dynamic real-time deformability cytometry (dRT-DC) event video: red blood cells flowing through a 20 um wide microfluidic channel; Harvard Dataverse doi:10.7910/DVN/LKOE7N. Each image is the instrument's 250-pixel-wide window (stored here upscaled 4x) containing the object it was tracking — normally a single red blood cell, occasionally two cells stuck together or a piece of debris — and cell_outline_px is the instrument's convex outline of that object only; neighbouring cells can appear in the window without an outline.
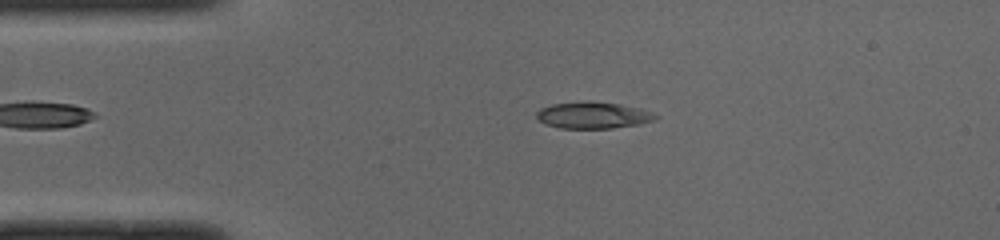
{"species": "common noctule bat (a hibernating species)", "species_latin": "Nyctalus noctula", "temperature_condition": "cold", "stored_images_in_passage": 48, "camera_frame_rate_fps": 3000, "um_per_image_px": 0.085, "animal": {"sex": "male", "body_mass_g": 19.0, "forearm_length_mm": 50.8}, "frame": {"image": 1, "passage_image": 9, "time_ms": 2.667, "image_size_px": [1000, 240], "cell_outline_px": [[660, 116], [656, 120], [640, 124], [612, 128], [560, 128], [544, 124], [536, 116], [536, 112], [540, 108], [552, 104], [588, 100], [620, 104], [640, 108], [652, 112]], "centroid_in_image_um": [50.43, 9.78], "position_along_channel_um": 34.6, "area_um2": 18.67}}
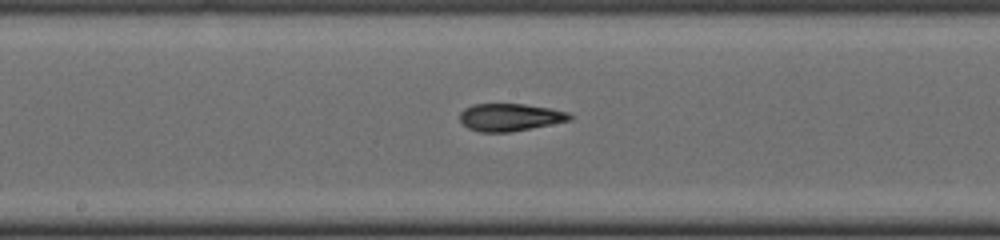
{"frame": {"image": 2, "passage_image": 24, "time_ms": 7.667, "image_size_px": [1000, 240], "cell_outline_px": [[572, 120], [508, 132], [480, 132], [468, 128], [460, 120], [460, 112], [464, 108], [472, 104], [524, 104], [552, 108], [568, 112], [572, 116]], "centroid_in_image_um": [43.34, 9.95], "position_along_channel_um": 204.9, "area_um2": 17.57}}
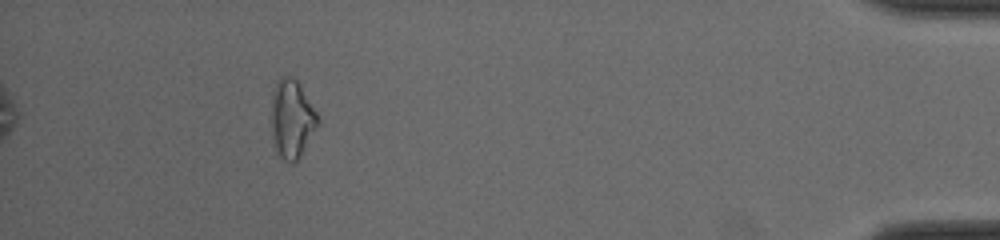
{"frame": {"image": 3, "passage_image": 44, "time_ms": 14.333, "image_size_px": [1000, 240], "cell_outline_px": [[320, 120], [296, 164], [292, 164], [284, 160], [280, 156], [272, 140], [272, 92], [280, 76], [284, 72], [292, 76], [300, 84], [320, 116]], "centroid_in_image_um": [24.82, 10.07], "position_along_channel_um": 410.4, "area_um2": 21.5}, "authors_computed_cell_mechanics": {"area_um2": 18.0625, "velocity_mm_per_s": 4.0208, "shape_relaxation_time_tau1_ms": 8.6209, "shape_relaxation_time_tau2_ms": 2.0567, "deformation_change_tau1": 0.2292, "deformation_change_tau2": 0.0999}}